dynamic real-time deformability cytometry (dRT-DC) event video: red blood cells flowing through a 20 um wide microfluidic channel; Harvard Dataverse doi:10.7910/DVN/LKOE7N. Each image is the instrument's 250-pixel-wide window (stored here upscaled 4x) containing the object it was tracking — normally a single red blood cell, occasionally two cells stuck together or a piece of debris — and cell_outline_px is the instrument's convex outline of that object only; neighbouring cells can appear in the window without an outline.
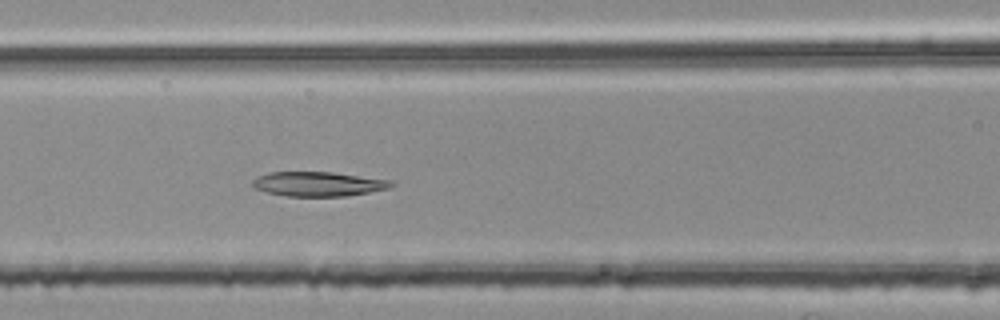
{"species": "common noctule bat (a hibernating species)", "species_latin": "Nyctalus noctula", "temperature_condition": "room temperature", "stored_images_in_passage": 51, "camera_frame_rate_fps": 3000, "um_per_image_px": 0.085, "animal": {"sex": "female", "body_mass_g": 25.1}, "frame": {"image": 1, "passage_image": 22, "time_ms": 7.0, "image_size_px": [1000, 320], "cell_outline_px": [[396, 184], [388, 188], [348, 196], [284, 196], [268, 192], [256, 188], [252, 184], [252, 180], [268, 172], [332, 172], [392, 180]], "centroid_in_image_um": [27.08, 15.63], "position_along_channel_um": 139.5, "area_um2": 19.71}}
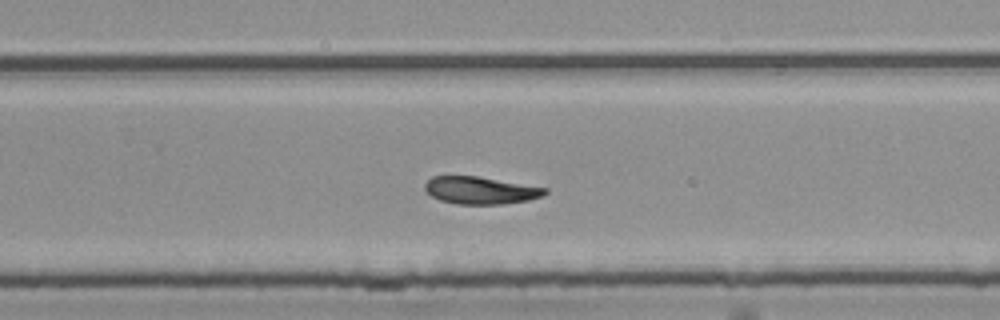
{"frame": {"image": 2, "passage_image": 34, "time_ms": 11.0, "image_size_px": [1000, 320], "cell_outline_px": [[548, 192], [544, 196], [528, 200], [504, 204], [456, 204], [440, 200], [432, 196], [424, 188], [424, 184], [432, 176], [476, 176], [548, 188]], "centroid_in_image_um": [40.86, 16.18], "position_along_channel_um": 288.9, "area_um2": 19.13}}
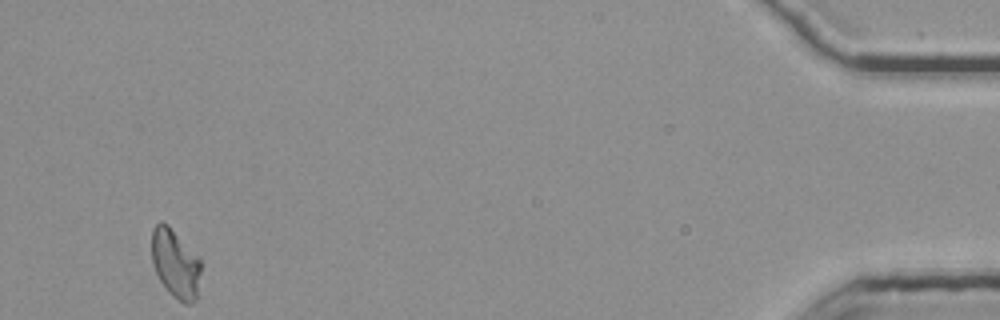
{"frame": {"image": 3, "passage_image": 51, "time_ms": 16.667, "image_size_px": [1000, 320], "cell_outline_px": [[200, 272], [196, 300], [192, 304], [184, 304], [172, 296], [168, 292], [160, 280], [156, 272], [152, 260], [152, 228], [156, 224], [168, 224], [200, 260]], "centroid_in_image_um": [14.9, 22.45], "position_along_channel_um": 420.3, "area_um2": 19.36}, "authors_computed_cell_mechanics": {"area_um2": 19.9988, "velocity_mm_per_s": 3.7543, "shape_relaxation_time_tau1_ms": null, "shape_relaxation_time_tau2_ms": 5.7464, "deformation_change_tau1": null, "deformation_change_tau2": 0.0982}}